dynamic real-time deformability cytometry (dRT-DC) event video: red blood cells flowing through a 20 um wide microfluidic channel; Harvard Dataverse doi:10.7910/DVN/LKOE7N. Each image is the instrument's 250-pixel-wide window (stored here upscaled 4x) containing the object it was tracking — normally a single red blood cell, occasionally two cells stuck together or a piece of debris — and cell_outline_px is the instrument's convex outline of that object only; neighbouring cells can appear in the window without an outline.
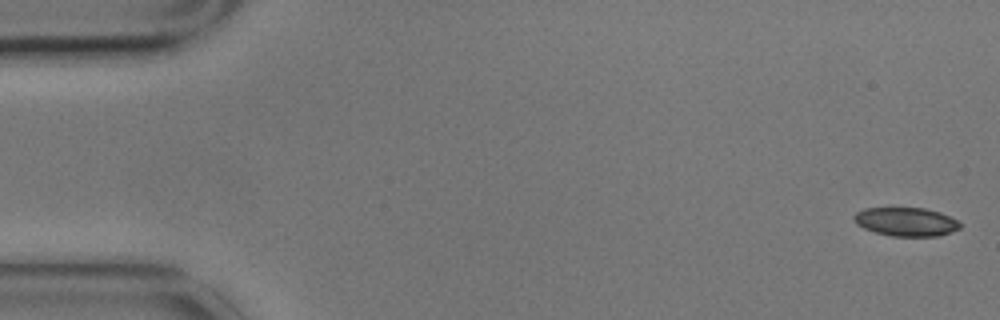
{"species": "common noctule bat (a hibernating species)", "species_latin": "Nyctalus noctula", "temperature_condition": "cold", "stored_images_in_passage": 6, "camera_frame_rate_fps": 3000, "um_per_image_px": 0.085, "animal": {"sex": "male", "body_mass_g": 17.9}, "frame": {"image": 1, "passage_image": 1, "time_ms": 0.0, "image_size_px": [1000, 320], "cell_outline_px": [[960, 228], [936, 236], [892, 236], [876, 232], [864, 228], [856, 224], [852, 220], [852, 216], [856, 212], [864, 208], [924, 208], [940, 212], [956, 220], [960, 224]], "centroid_in_image_um": [76.95, 18.84], "position_along_channel_um": 8.1, "area_um2": 17.57}}
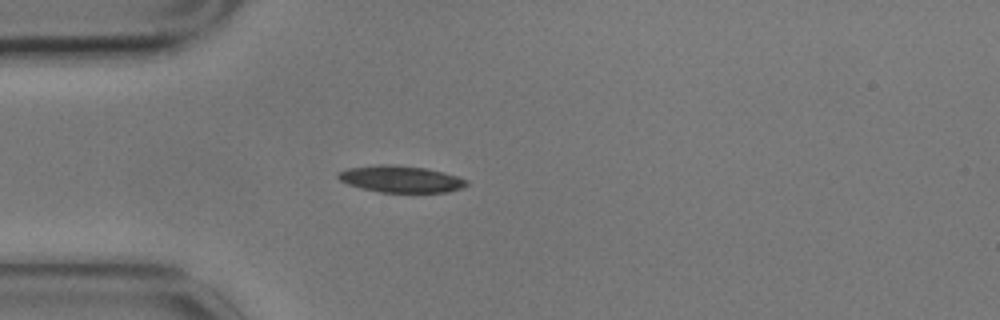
{"frame": {"image": 2, "passage_image": 5, "time_ms": 1.333, "image_size_px": [1000, 320], "cell_outline_px": [[468, 184], [460, 188], [448, 192], [380, 192], [360, 188], [348, 184], [340, 180], [336, 176], [336, 172], [348, 168], [380, 164], [392, 164], [424, 168], [456, 176], [468, 180]], "centroid_in_image_um": [34.01, 15.22], "position_along_channel_um": 51.0, "area_um2": 19.88}}